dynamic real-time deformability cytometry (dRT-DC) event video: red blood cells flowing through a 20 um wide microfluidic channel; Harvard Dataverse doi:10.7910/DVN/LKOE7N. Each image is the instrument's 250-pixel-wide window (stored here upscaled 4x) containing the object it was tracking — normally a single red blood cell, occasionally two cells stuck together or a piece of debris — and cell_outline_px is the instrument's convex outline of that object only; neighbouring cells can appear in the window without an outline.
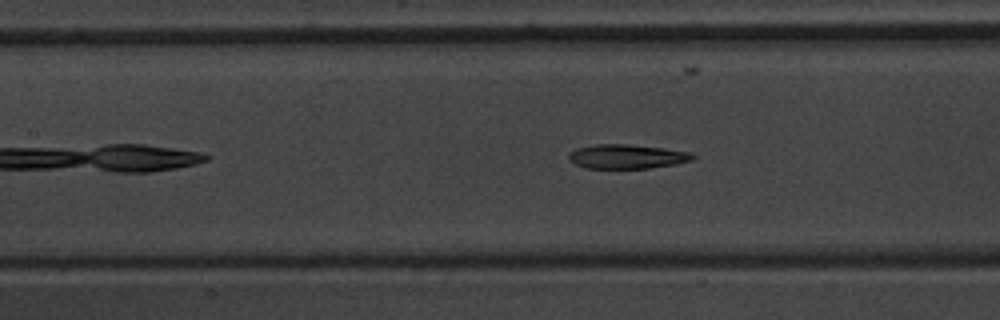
{"species": "common noctule bat (a hibernating species)", "species_latin": "Nyctalus noctula", "temperature_condition": "warm", "stored_images_in_passage": 43, "camera_frame_rate_fps": 3000, "um_per_image_px": 0.085, "animal": {"sex": "male", "body_mass_g": 20.1, "forearm_length_mm": 53.5}, "frame": {"image": 1, "passage_image": 13, "time_ms": 4.0, "image_size_px": [1000, 320], "cell_outline_px": [[696, 156], [692, 160], [676, 164], [648, 168], [584, 168], [568, 160], [568, 156], [576, 148], [596, 144], [628, 144], [664, 148], [692, 152]], "centroid_in_image_um": [53.31, 13.3], "position_along_channel_um": 154.1, "area_um2": 17.57}, "authors_computed_cell_mechanics": {"area_um2": 18.207, "velocity_mm_per_s": 3.7268, "shape_relaxation_time_tau1_ms": 11.2734, "shape_relaxation_time_tau2_ms": 3.6715, "deformation_change_tau1": 0.3183, "deformation_change_tau2": 0.1099}}